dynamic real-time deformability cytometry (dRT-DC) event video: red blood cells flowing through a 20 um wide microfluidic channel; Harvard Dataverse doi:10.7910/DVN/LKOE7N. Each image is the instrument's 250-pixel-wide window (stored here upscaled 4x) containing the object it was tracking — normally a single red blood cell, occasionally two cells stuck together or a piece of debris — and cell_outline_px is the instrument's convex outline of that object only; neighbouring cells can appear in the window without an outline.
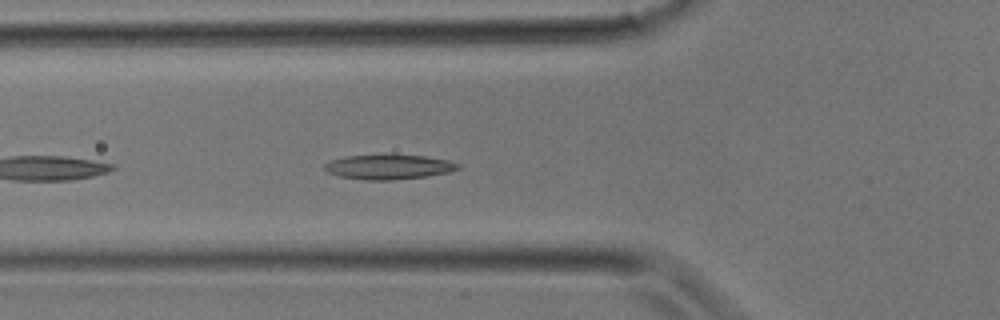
{"species": "common noctule bat (a hibernating species)", "species_latin": "Nyctalus noctula", "temperature_condition": "room temperature", "stored_images_in_passage": 20, "camera_frame_rate_fps": 3000, "um_per_image_px": 0.085, "animal": {"sex": "male", "body_mass_g": 17.9}, "frame": {"image": 1, "passage_image": 3, "time_ms": 0.667, "image_size_px": [1000, 320], "cell_outline_px": [[460, 168], [448, 172], [424, 176], [392, 180], [364, 180], [340, 176], [328, 172], [324, 168], [324, 164], [328, 160], [344, 156], [424, 156], [448, 160], [460, 164]], "centroid_in_image_um": [33.0, 14.2], "position_along_channel_um": 92.8, "area_um2": 18.79}}
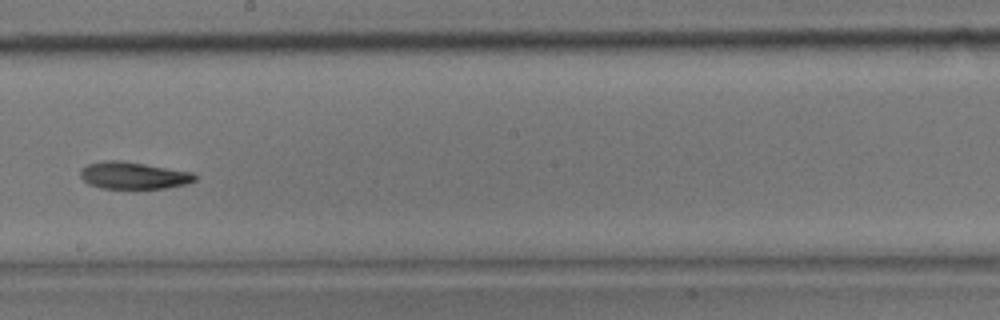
{"frame": {"image": 2, "passage_image": 10, "time_ms": 3.0, "image_size_px": [1000, 320], "cell_outline_px": [[196, 180], [184, 184], [164, 188], [104, 188], [88, 184], [80, 176], [80, 168], [88, 164], [108, 160], [120, 160], [192, 172], [196, 176]], "centroid_in_image_um": [11.31, 14.91], "position_along_channel_um": 236.9, "area_um2": 17.8}}
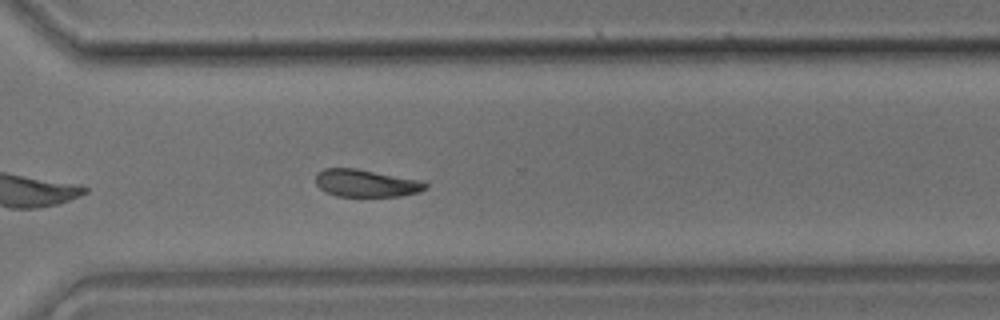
{"frame": {"image": 3, "passage_image": 15, "time_ms": 4.667, "image_size_px": [1000, 320], "cell_outline_px": [[428, 188], [420, 192], [400, 196], [336, 196], [324, 192], [316, 184], [316, 172], [324, 168], [356, 168], [420, 180], [428, 184]], "centroid_in_image_um": [31.1, 15.57], "position_along_channel_um": 339.5, "area_um2": 17.69}}